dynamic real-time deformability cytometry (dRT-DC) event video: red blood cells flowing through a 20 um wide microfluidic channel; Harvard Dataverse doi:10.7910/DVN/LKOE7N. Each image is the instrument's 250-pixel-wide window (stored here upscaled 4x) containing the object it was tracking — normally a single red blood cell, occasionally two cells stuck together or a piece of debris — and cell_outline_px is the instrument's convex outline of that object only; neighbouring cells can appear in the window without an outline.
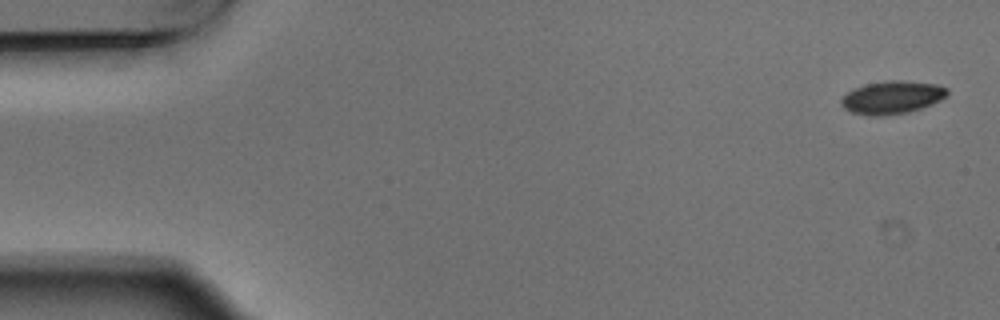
{"species": "Egyptian fruit bat (a non-hibernating species)", "species_latin": "Rousettus aegyptiacus", "temperature_condition": "warm", "stored_images_in_passage": 4, "camera_frame_rate_fps": 3000, "um_per_image_px": 0.085, "animal": {"sex": "male"}, "frame": {"image": 1, "passage_image": 1, "time_ms": 0.0, "image_size_px": [1000, 320], "cell_outline_px": [[948, 92], [940, 100], [932, 104], [908, 112], [884, 116], [868, 116], [852, 112], [844, 108], [840, 104], [840, 100], [852, 88], [864, 84], [888, 80], [900, 80], [936, 84], [948, 88]], "centroid_in_image_um": [75.79, 8.28], "position_along_channel_um": 9.2, "area_um2": 20.4}}
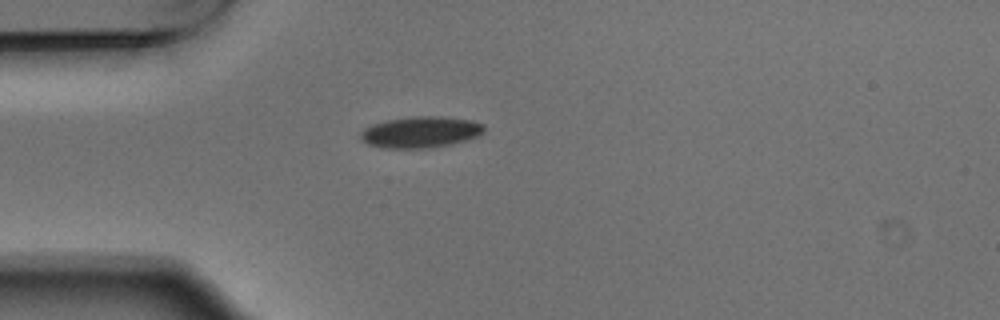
{"frame": {"image": 2, "passage_image": 4, "time_ms": 1.0, "image_size_px": [1000, 320], "cell_outline_px": [[484, 132], [476, 136], [452, 144], [432, 148], [384, 148], [368, 144], [360, 136], [364, 128], [372, 124], [388, 120], [416, 116], [440, 116], [472, 120], [484, 124]], "centroid_in_image_um": [35.77, 11.23], "position_along_channel_um": 49.2, "area_um2": 22.37}}